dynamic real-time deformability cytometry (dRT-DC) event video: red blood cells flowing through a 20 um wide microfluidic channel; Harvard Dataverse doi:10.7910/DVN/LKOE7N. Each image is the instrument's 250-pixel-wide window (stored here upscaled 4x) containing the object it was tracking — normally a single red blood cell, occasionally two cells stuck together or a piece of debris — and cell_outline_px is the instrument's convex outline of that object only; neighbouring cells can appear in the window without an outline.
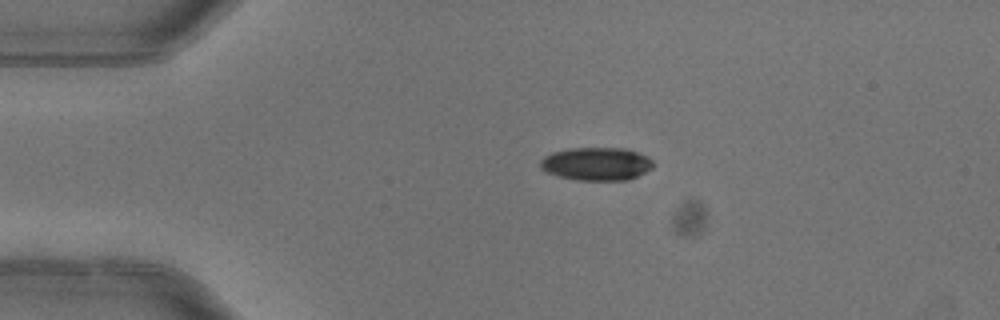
{"species": "common noctule bat (a hibernating species)", "species_latin": "Nyctalus noctula", "temperature_condition": "warm", "stored_images_in_passage": 2, "camera_frame_rate_fps": 3000, "um_per_image_px": 0.085, "animal": {"sex": "female"}, "frame": {"image": 1, "passage_image": 1, "time_ms": 0.0, "image_size_px": [1000, 320], "cell_outline_px": [[656, 164], [652, 168], [628, 180], [580, 180], [560, 176], [548, 172], [540, 168], [540, 160], [544, 156], [552, 152], [568, 148], [624, 148], [648, 156]], "centroid_in_image_um": [50.71, 13.92], "position_along_channel_um": 34.3, "area_um2": 21.73}}